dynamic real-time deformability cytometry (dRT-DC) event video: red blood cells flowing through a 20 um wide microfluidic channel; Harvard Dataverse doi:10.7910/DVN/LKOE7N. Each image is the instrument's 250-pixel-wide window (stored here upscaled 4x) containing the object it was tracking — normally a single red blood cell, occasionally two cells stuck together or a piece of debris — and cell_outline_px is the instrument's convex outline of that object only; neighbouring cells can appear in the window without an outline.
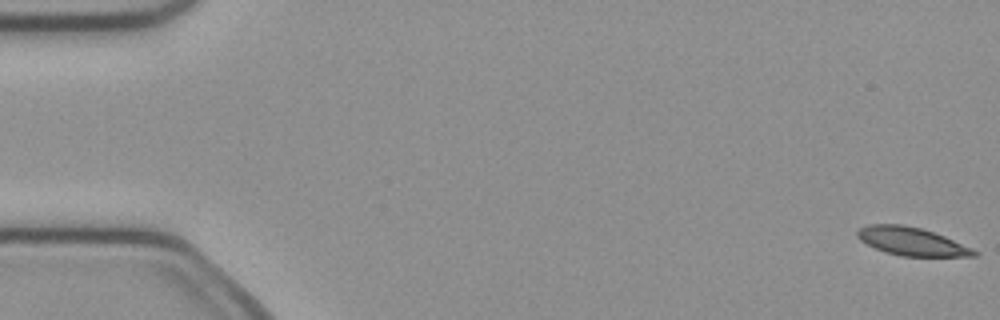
{"species": "common noctule bat (a hibernating species)", "species_latin": "Nyctalus noctula", "temperature_condition": "cold", "stored_images_in_passage": 52, "camera_frame_rate_fps": 3000, "um_per_image_px": 0.085, "animal": {"sex": "female", "body_mass_g": 21.9}, "frame": {"image": 1, "passage_image": 1, "time_ms": 0.0, "image_size_px": [1000, 320], "cell_outline_px": [[980, 256], [900, 256], [884, 252], [860, 240], [856, 236], [856, 232], [860, 228], [868, 224], [904, 224], [920, 228], [944, 236], [972, 248], [980, 252]], "centroid_in_image_um": [77.49, 20.52], "position_along_channel_um": 7.5, "area_um2": 19.13}}
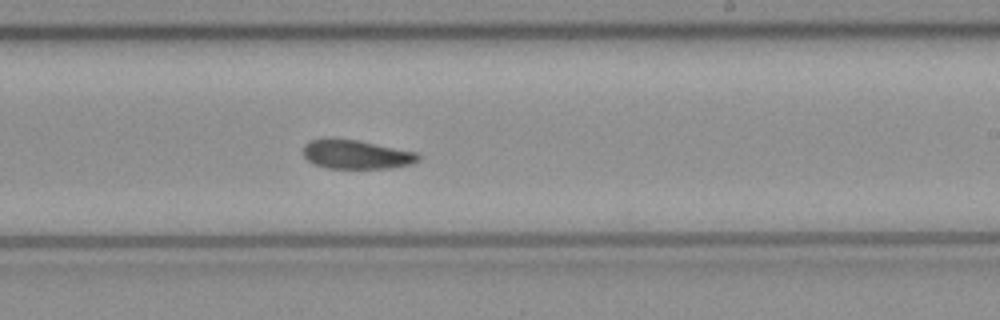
{"frame": {"image": 2, "passage_image": 31, "time_ms": 10.0, "image_size_px": [1000, 320], "cell_outline_px": [[420, 160], [412, 164], [392, 168], [328, 168], [312, 164], [304, 156], [304, 144], [312, 140], [332, 136], [360, 140], [416, 152], [420, 156]], "centroid_in_image_um": [30.27, 13.1], "position_along_channel_um": 258.7, "area_um2": 19.88}}
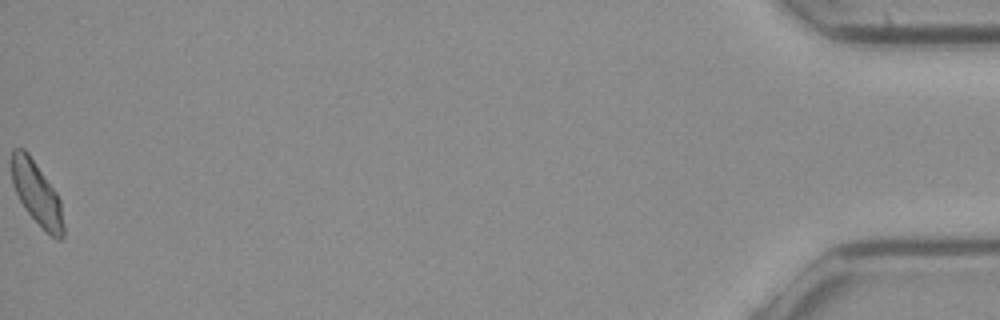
{"frame": {"image": 3, "passage_image": 52, "time_ms": 17.0, "image_size_px": [1000, 320], "cell_outline_px": [[64, 236], [60, 240], [52, 236], [28, 212], [20, 200], [12, 184], [12, 148], [24, 148], [28, 152], [56, 192], [60, 200], [64, 224]], "centroid_in_image_um": [3.13, 16.42], "position_along_channel_um": 432.1, "area_um2": 18.73}, "authors_computed_cell_mechanics": {"area_um2": 19.8832, "velocity_mm_per_s": 3.9966, "shape_relaxation_time_tau1_ms": 3.4801, "shape_relaxation_time_tau2_ms": 8.0823, "deformation_change_tau1": 0.1079, "deformation_change_tau2": 0.1632}}